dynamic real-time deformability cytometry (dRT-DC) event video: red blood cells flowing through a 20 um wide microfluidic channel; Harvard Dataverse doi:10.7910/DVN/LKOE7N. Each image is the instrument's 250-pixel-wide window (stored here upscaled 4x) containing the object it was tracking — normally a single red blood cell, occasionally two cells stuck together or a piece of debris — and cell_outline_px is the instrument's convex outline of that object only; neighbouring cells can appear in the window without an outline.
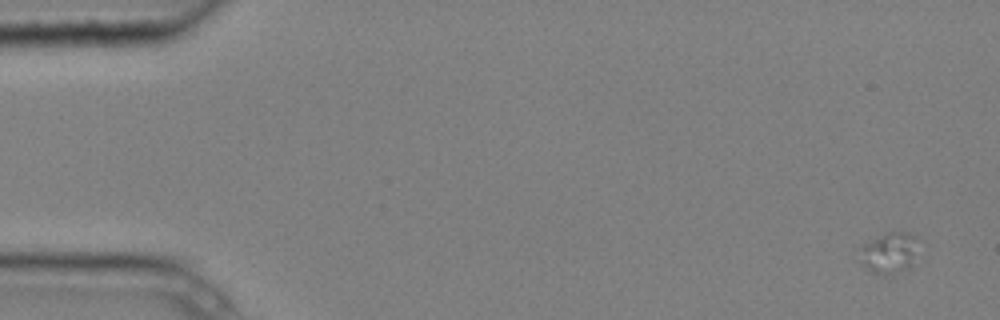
{"species": "common noctule bat (a hibernating species)", "species_latin": "Nyctalus noctula", "temperature_condition": "cold", "stored_images_in_passage": 5, "camera_frame_rate_fps": 3000, "um_per_image_px": 0.085, "animal": {"sex": "male", "body_mass_g": 20.4}, "frame": {"image": 1, "passage_image": 1, "time_ms": 0.0, "image_size_px": [1000, 320], "cell_outline_px": [[912, 264], [908, 268], [884, 276], [872, 272], [860, 264], [860, 244], [884, 232], [908, 232], [912, 236]], "centroid_in_image_um": [75.42, 21.5], "position_along_channel_um": 9.6, "area_um2": 13.58}}